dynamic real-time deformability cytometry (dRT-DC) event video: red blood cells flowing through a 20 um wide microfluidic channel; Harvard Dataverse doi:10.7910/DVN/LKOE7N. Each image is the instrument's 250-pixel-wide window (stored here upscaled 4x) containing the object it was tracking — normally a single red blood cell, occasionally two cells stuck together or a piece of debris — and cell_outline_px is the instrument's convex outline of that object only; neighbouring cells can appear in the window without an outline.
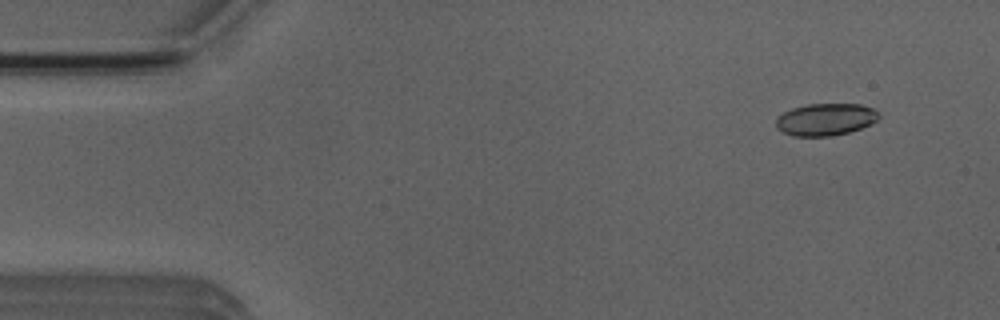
{"species": "Egyptian fruit bat (a non-hibernating species)", "species_latin": "Rousettus aegyptiacus", "temperature_condition": "room temperature", "stored_images_in_passage": 48, "camera_frame_rate_fps": 3000, "um_per_image_px": 0.085, "animal": {"sex": "male"}, "frame": {"image": 1, "passage_image": 2, "time_ms": 0.333, "image_size_px": [1000, 320], "cell_outline_px": [[880, 116], [872, 124], [848, 132], [828, 136], [792, 136], [776, 128], [776, 120], [784, 112], [792, 108], [808, 104], [860, 104], [872, 108]], "centroid_in_image_um": [70.16, 10.15], "position_along_channel_um": 14.8, "area_um2": 19.07}}
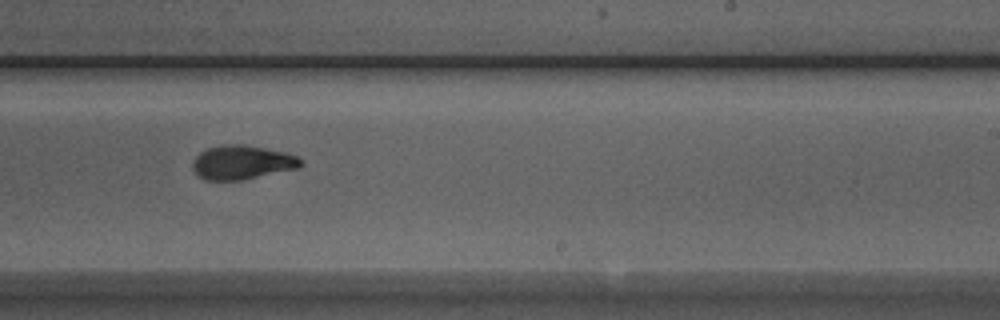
{"frame": {"image": 2, "passage_image": 29, "time_ms": 9.333, "image_size_px": [1000, 320], "cell_outline_px": [[304, 164], [300, 168], [240, 180], [204, 180], [192, 168], [192, 160], [200, 152], [208, 148], [220, 144], [244, 144], [284, 152], [296, 156], [304, 160]], "centroid_in_image_um": [20.59, 13.79], "position_along_channel_um": 268.4, "area_um2": 21.56}}
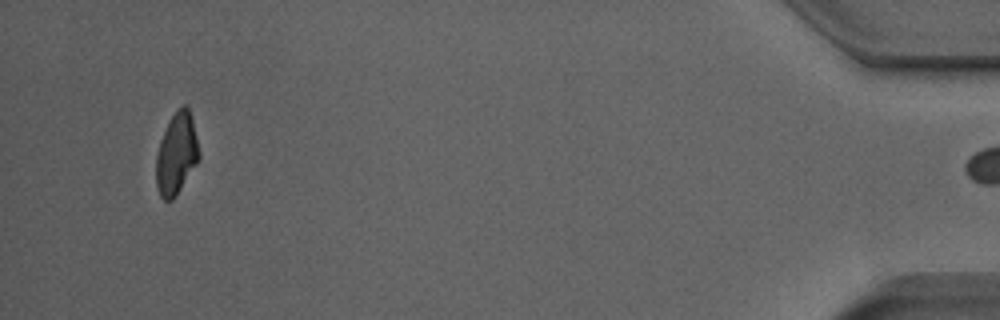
{"frame": {"image": 3, "passage_image": 47, "time_ms": 15.333, "image_size_px": [1000, 320], "cell_outline_px": [[200, 160], [176, 196], [172, 200], [164, 200], [160, 196], [156, 188], [156, 156], [160, 140], [172, 116], [180, 104], [184, 104], [188, 108], [192, 120], [200, 152]], "centroid_in_image_um": [15.01, 13.11], "position_along_channel_um": 420.2, "area_um2": 20.46}, "authors_computed_cell_mechanics": {"area_um2": 21.0392, "velocity_mm_per_s": 3.9462, "shape_relaxation_time_tau1_ms": 4.1693, "shape_relaxation_time_tau2_ms": 1.6628, "deformation_change_tau1": 0.169, "deformation_change_tau2": 0.0807}}